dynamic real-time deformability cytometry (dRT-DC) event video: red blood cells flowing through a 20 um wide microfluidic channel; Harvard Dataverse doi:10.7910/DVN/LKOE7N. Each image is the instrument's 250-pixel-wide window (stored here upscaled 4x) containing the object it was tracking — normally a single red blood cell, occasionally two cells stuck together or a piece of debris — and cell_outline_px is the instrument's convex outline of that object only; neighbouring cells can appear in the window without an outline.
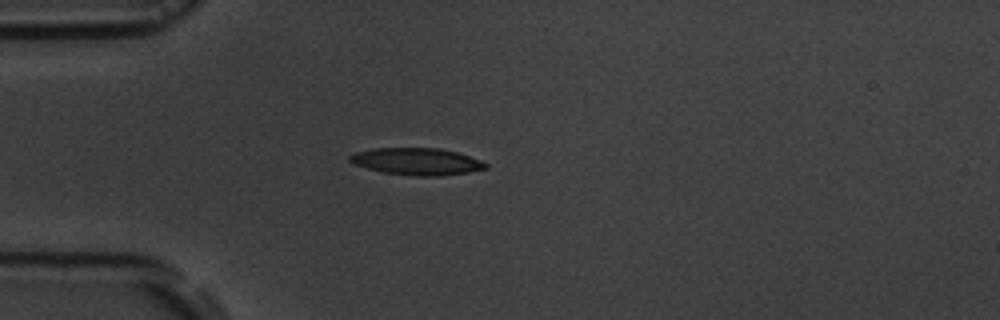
{"species": "common noctule bat (a hibernating species)", "species_latin": "Nyctalus noctula", "temperature_condition": "room temperature", "stored_images_in_passage": 5, "camera_frame_rate_fps": 3000, "um_per_image_px": 0.085, "animal": {"sex": "male", "body_mass_g": 19.5, "forearm_length_mm": 54.6}, "frame": {"image": 1, "passage_image": 4, "time_ms": 3.333, "image_size_px": [1000, 320], "cell_outline_px": [[488, 168], [468, 172], [440, 176], [416, 176], [384, 172], [352, 164], [348, 160], [348, 156], [356, 152], [376, 148], [440, 148], [456, 152], [480, 160], [488, 164]], "centroid_in_image_um": [35.42, 13.72], "position_along_channel_um": 49.6, "area_um2": 21.27}}